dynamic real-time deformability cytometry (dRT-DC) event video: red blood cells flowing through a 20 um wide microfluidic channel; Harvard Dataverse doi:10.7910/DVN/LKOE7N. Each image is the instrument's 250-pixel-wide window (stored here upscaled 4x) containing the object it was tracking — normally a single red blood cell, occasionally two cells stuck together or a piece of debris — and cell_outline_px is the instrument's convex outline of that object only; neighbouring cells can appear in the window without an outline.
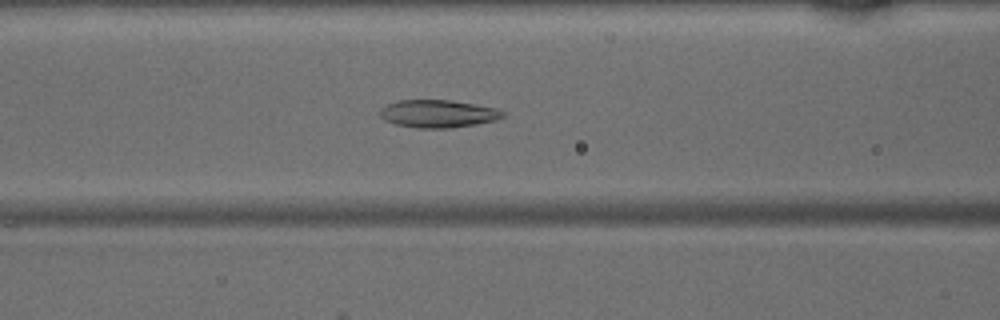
{"species": "common noctule bat (a hibernating species)", "species_latin": "Nyctalus noctula", "temperature_condition": "warm", "stored_images_in_passage": 33, "camera_frame_rate_fps": 3000, "um_per_image_px": 0.085, "animal": {"sex": "male", "body_mass_g": 15.6}, "frame": {"image": 1, "passage_image": 5, "time_ms": 1.333, "image_size_px": [1000, 320], "cell_outline_px": [[504, 116], [496, 120], [476, 124], [452, 128], [416, 128], [396, 124], [384, 120], [380, 116], [380, 108], [388, 104], [400, 100], [452, 100], [476, 104], [496, 108], [504, 112]], "centroid_in_image_um": [37.23, 9.66], "position_along_channel_um": 129.4, "area_um2": 19.88}}
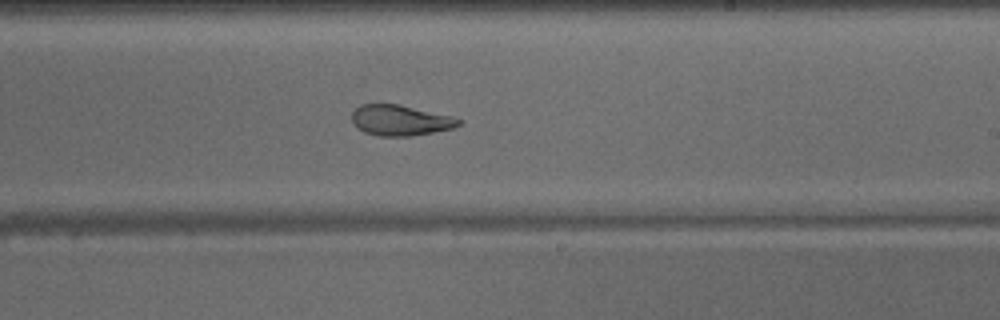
{"frame": {"image": 2, "passage_image": 14, "time_ms": 4.333, "image_size_px": [1000, 320], "cell_outline_px": [[464, 120], [460, 124], [452, 128], [412, 136], [380, 136], [364, 132], [356, 128], [352, 120], [352, 112], [360, 104], [400, 104], [452, 116]], "centroid_in_image_um": [34.02, 10.22], "position_along_channel_um": 255.0, "area_um2": 19.13}}
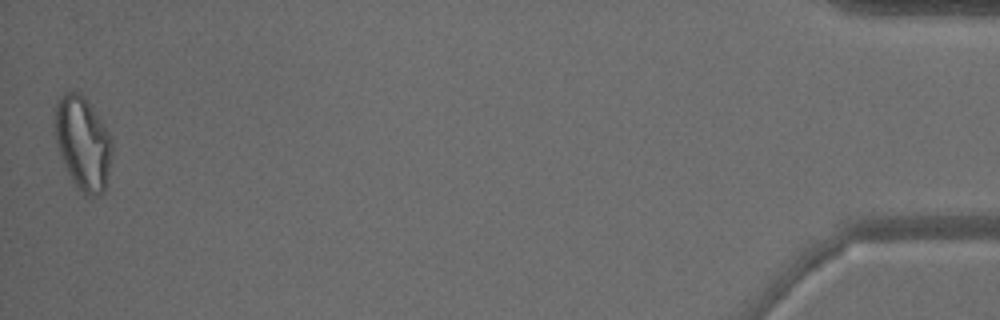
{"frame": {"image": 3, "passage_image": 33, "time_ms": 10.667, "image_size_px": [1000, 320], "cell_outline_px": [[112, 156], [104, 192], [96, 196], [88, 196], [72, 180], [64, 164], [56, 140], [52, 124], [52, 108], [60, 96], [64, 92], [80, 92], [88, 100], [104, 124], [112, 140]], "centroid_in_image_um": [7.01, 12.09], "position_along_channel_um": 428.2, "area_um2": 31.5}}